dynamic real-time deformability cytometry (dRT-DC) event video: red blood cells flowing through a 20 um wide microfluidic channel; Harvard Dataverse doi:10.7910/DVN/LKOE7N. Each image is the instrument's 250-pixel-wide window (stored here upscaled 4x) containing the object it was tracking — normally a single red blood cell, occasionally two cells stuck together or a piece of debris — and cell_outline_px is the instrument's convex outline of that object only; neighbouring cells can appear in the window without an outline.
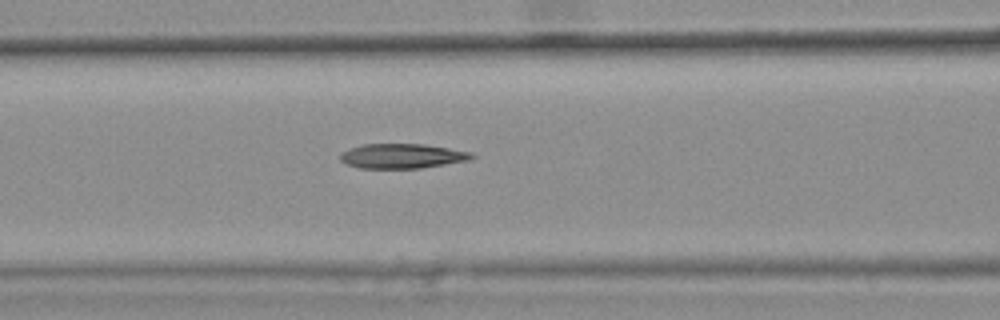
{"species": "common noctule bat (a hibernating species)", "species_latin": "Nyctalus noctula", "temperature_condition": "warm", "stored_images_in_passage": 17, "camera_frame_rate_fps": 3000, "um_per_image_px": 0.085, "animal": {"sex": "female", "body_mass_g": 25.1}, "frame": {"image": 1, "passage_image": 17, "time_ms": 5.333, "image_size_px": [1000, 320], "cell_outline_px": [[476, 156], [468, 160], [420, 168], [360, 168], [348, 164], [340, 160], [340, 152], [364, 144], [424, 144], [472, 152]], "centroid_in_image_um": [34.18, 13.26], "position_along_channel_um": 132.4, "area_um2": 18.73}}